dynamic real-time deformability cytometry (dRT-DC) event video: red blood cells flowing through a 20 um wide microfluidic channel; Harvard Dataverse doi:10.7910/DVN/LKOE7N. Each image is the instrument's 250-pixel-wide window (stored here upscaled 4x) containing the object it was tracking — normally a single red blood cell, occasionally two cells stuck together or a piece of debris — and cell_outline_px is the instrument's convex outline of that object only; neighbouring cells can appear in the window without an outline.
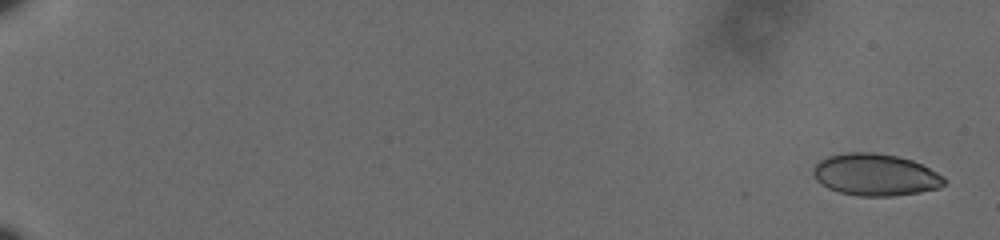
{"species": "human", "species_latin": "Homo sapiens", "temperature_condition": "cold", "stored_images_in_passage": 18, "camera_frame_rate_fps": 3000, "um_per_image_px": 0.085, "donor": {"sex": "male"}, "frame": {"image": 1, "passage_image": 1, "time_ms": 0.0, "image_size_px": [1000, 240], "cell_outline_px": [[948, 180], [940, 188], [920, 192], [892, 196], [860, 196], [840, 192], [828, 188], [816, 180], [812, 172], [816, 164], [820, 160], [828, 156], [848, 152], [876, 152], [896, 156], [912, 160], [944, 176]], "centroid_in_image_um": [74.42, 14.85], "position_along_channel_um": 10.6, "area_um2": 32.02}}
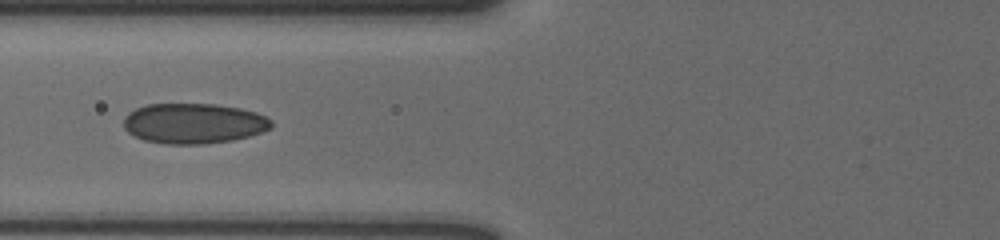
{"frame": {"image": 2, "passage_image": 11, "time_ms": 3.333, "image_size_px": [1000, 240], "cell_outline_px": [[272, 128], [248, 136], [232, 140], [204, 144], [164, 144], [144, 140], [128, 132], [124, 128], [124, 116], [128, 112], [136, 108], [148, 104], [216, 104], [240, 108], [256, 112], [272, 120]], "centroid_in_image_um": [16.45, 10.49], "position_along_channel_um": 109.4, "area_um2": 34.74}}
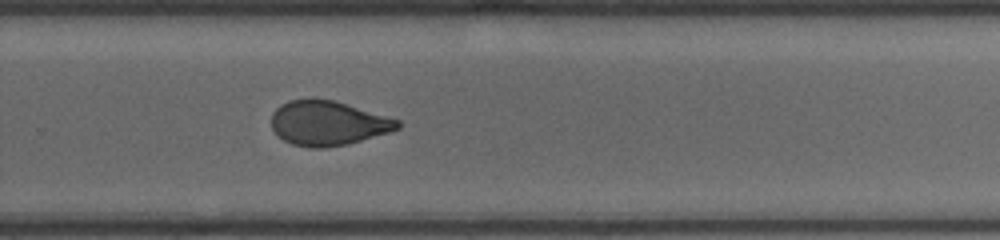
{"frame": {"image": 3, "passage_image": 18, "time_ms": 5.667, "image_size_px": [1000, 240], "cell_outline_px": [[400, 128], [388, 132], [348, 144], [324, 148], [312, 148], [292, 144], [284, 140], [272, 128], [272, 112], [280, 104], [288, 100], [336, 100], [400, 120]], "centroid_in_image_um": [27.88, 10.47], "position_along_channel_um": 301.9, "area_um2": 32.54}}